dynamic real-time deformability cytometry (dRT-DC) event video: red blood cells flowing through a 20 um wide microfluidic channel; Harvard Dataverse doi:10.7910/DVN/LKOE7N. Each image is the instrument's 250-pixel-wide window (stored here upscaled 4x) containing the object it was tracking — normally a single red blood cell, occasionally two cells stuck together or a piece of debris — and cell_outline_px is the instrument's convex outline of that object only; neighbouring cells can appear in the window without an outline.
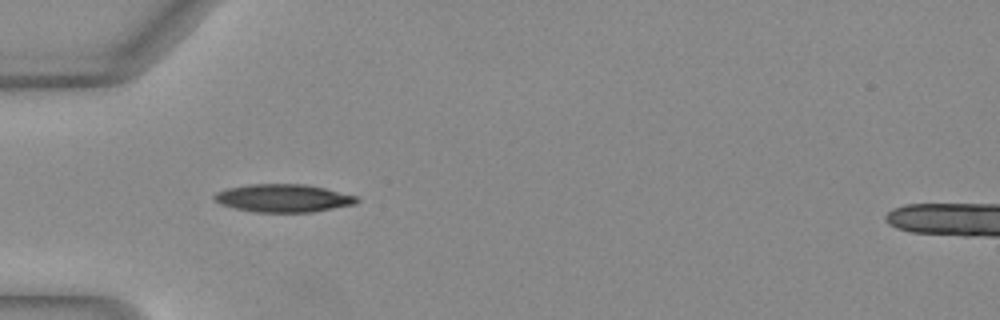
{"species": "Egyptian fruit bat (a non-hibernating species)", "species_latin": "Rousettus aegyptiacus", "temperature_condition": "warm", "stored_images_in_passage": 35, "camera_frame_rate_fps": 3000, "um_per_image_px": 0.085, "animal": {"sex": "female"}, "frame": {"image": 1, "passage_image": 1, "time_ms": 0.0, "image_size_px": [1000, 320], "cell_outline_px": [[360, 200], [356, 204], [312, 212], [256, 212], [236, 208], [220, 204], [212, 200], [212, 196], [216, 192], [228, 188], [248, 184], [308, 184], [356, 196]], "centroid_in_image_um": [24.06, 16.84], "position_along_channel_um": 60.9, "area_um2": 23.24}}
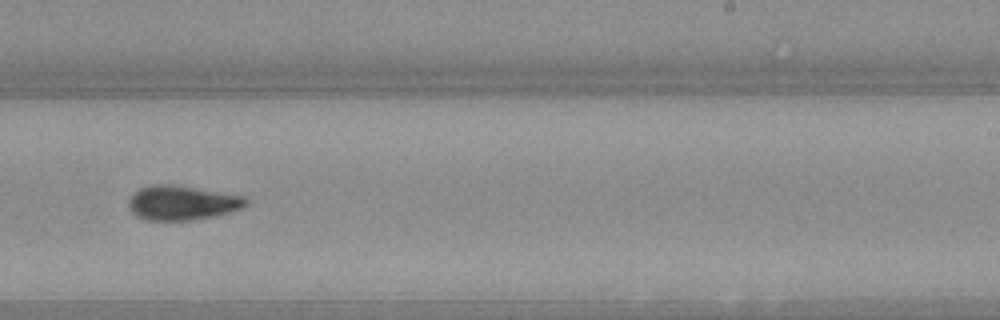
{"frame": {"image": 2, "passage_image": 17, "time_ms": 5.333, "image_size_px": [1000, 320], "cell_outline_px": [[248, 204], [240, 208], [228, 212], [212, 216], [192, 220], [144, 220], [136, 216], [132, 212], [128, 204], [128, 200], [140, 188], [152, 184], [172, 184], [244, 196], [248, 200]], "centroid_in_image_um": [15.45, 17.24], "position_along_channel_um": 273.6, "area_um2": 23.35}}
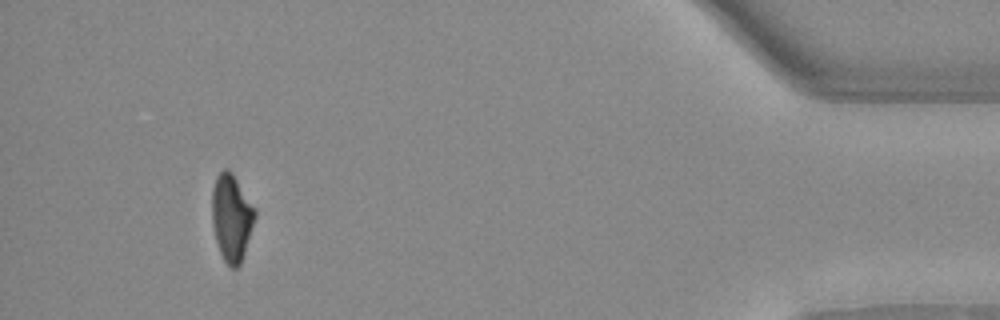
{"frame": {"image": 3, "passage_image": 32, "time_ms": 10.333, "image_size_px": [1000, 320], "cell_outline_px": [[256, 216], [240, 264], [236, 268], [232, 268], [224, 260], [220, 252], [216, 240], [212, 224], [212, 188], [216, 176], [224, 168], [228, 168], [232, 172], [256, 208]], "centroid_in_image_um": [19.68, 18.45], "position_along_channel_um": 415.5, "area_um2": 21.73}, "authors_computed_cell_mechanics": {"area_um2": 22.6576, "velocity_mm_per_s": 4.0773, "shape_relaxation_time_tau1_ms": 5.2542, "shape_relaxation_time_tau2_ms": 3.7196, "deformation_change_tau1": 0.1933, "deformation_change_tau2": 0.1094}}